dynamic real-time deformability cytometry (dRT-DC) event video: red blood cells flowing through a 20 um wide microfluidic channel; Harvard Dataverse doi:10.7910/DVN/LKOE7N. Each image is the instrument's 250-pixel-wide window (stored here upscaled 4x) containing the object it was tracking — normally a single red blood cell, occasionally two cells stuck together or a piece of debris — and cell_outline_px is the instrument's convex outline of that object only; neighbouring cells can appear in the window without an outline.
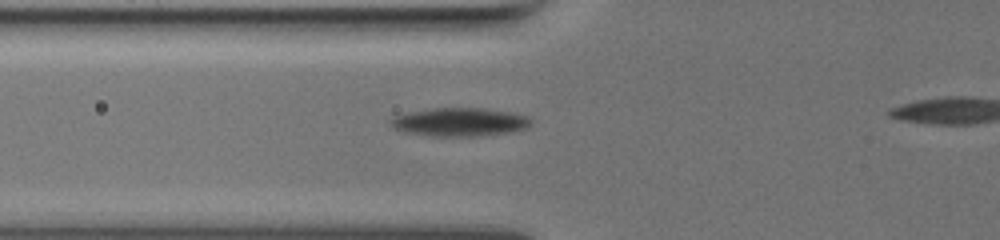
{"species": "common noctule bat (a hibernating species)", "species_latin": "Nyctalus noctula", "temperature_condition": "warm", "stored_images_in_passage": 36, "camera_frame_rate_fps": 3000, "um_per_image_px": 0.085, "animal": {"sex": "female", "body_mass_g": 19.5, "forearm_length_mm": 54.1}, "frame": {"image": 1, "passage_image": 2, "time_ms": 0.333, "image_size_px": [1000, 240], "cell_outline_px": [[532, 120], [524, 128], [508, 132], [476, 136], [428, 136], [404, 132], [396, 128], [392, 124], [392, 120], [396, 116], [408, 112], [436, 108], [480, 108], [508, 112], [524, 116]], "centroid_in_image_um": [39.03, 10.38], "position_along_channel_um": 86.8, "area_um2": 22.6}}
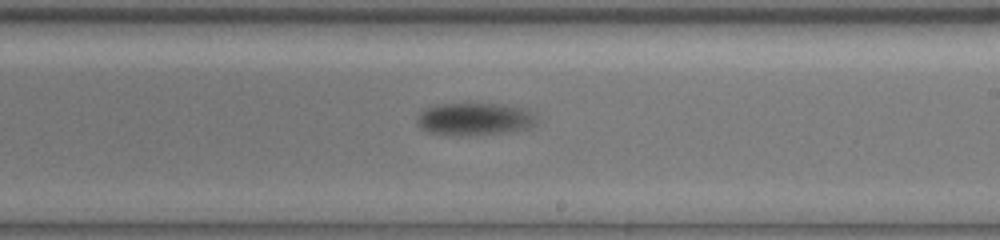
{"frame": {"image": 2, "passage_image": 17, "time_ms": 5.333, "image_size_px": [1000, 240], "cell_outline_px": [[536, 120], [528, 128], [508, 132], [468, 136], [428, 132], [420, 128], [420, 116], [428, 108], [444, 104], [496, 104], [520, 108], [528, 112]], "centroid_in_image_um": [40.34, 10.14], "position_along_channel_um": 248.7, "area_um2": 21.68}}
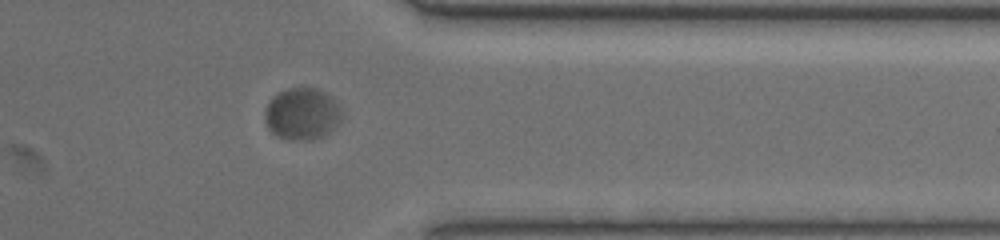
{"frame": {"image": 3, "passage_image": 30, "time_ms": 9.667, "image_size_px": [1000, 240], "cell_outline_px": [[340, 112], [332, 128], [324, 136], [312, 140], [288, 140], [276, 136], [268, 128], [264, 116], [264, 112], [268, 100], [272, 96], [288, 88], [312, 88], [324, 92], [332, 100]], "centroid_in_image_um": [25.56, 9.7], "position_along_channel_um": 385.8, "area_um2": 22.66}}